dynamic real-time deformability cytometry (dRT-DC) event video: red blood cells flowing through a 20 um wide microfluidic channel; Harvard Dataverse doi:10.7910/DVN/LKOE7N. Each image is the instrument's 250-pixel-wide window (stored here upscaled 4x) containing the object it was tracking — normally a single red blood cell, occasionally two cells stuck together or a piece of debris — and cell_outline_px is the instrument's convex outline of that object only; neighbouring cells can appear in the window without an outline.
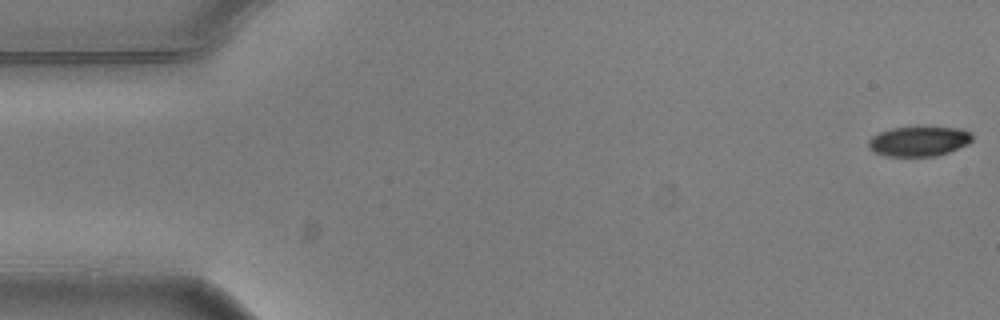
{"species": "common noctule bat (a hibernating species)", "species_latin": "Nyctalus noctula", "temperature_condition": "warm", "stored_images_in_passage": 5, "camera_frame_rate_fps": 3000, "um_per_image_px": 0.085, "animal": {"sex": "male", "body_mass_g": 20.5, "forearm_length_mm": 52.5}, "frame": {"image": 1, "passage_image": 1, "time_ms": 0.0, "image_size_px": [1000, 320], "cell_outline_px": [[972, 140], [968, 144], [948, 152], [936, 156], [888, 156], [876, 152], [868, 144], [868, 140], [872, 136], [880, 132], [892, 128], [916, 124], [960, 128], [972, 132]], "centroid_in_image_um": [78.15, 11.95], "position_along_channel_um": 6.8, "area_um2": 18.67}}